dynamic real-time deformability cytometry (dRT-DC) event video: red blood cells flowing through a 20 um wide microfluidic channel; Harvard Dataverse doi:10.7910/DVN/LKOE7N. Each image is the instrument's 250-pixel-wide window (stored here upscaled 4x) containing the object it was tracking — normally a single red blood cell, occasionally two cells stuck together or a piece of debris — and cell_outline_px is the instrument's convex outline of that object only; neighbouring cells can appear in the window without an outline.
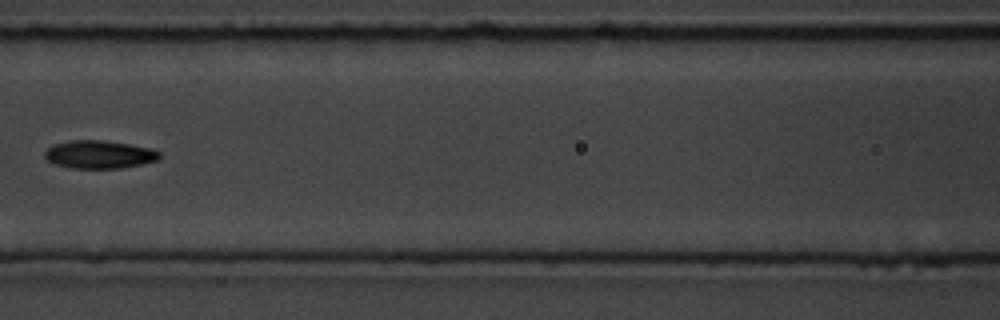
{"species": "common noctule bat (a hibernating species)", "species_latin": "Nyctalus noctula", "temperature_condition": "room temperature", "stored_images_in_passage": 15, "camera_frame_rate_fps": 3000, "um_per_image_px": 0.085, "animal": {"sex": "male", "body_mass_g": 19.5, "forearm_length_mm": 54.6}, "frame": {"image": 1, "passage_image": 5, "time_ms": 4.667, "image_size_px": [1000, 320], "cell_outline_px": [[160, 160], [120, 168], [72, 168], [56, 164], [48, 160], [44, 156], [44, 152], [48, 148], [56, 144], [68, 140], [100, 140], [128, 144], [152, 148], [160, 152]], "centroid_in_image_um": [8.46, 13.13], "position_along_channel_um": 158.1, "area_um2": 18.61}}
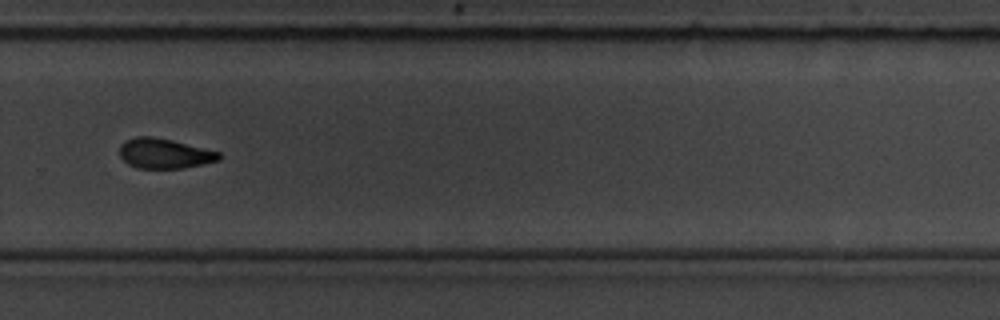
{"frame": {"image": 2, "passage_image": 9, "time_ms": 9.0, "image_size_px": [1000, 320], "cell_outline_px": [[220, 160], [184, 168], [136, 168], [128, 164], [120, 156], [120, 144], [124, 140], [136, 136], [152, 136], [172, 140], [220, 152]], "centroid_in_image_um": [13.95, 13.04], "position_along_channel_um": 315.9, "area_um2": 17.4}}
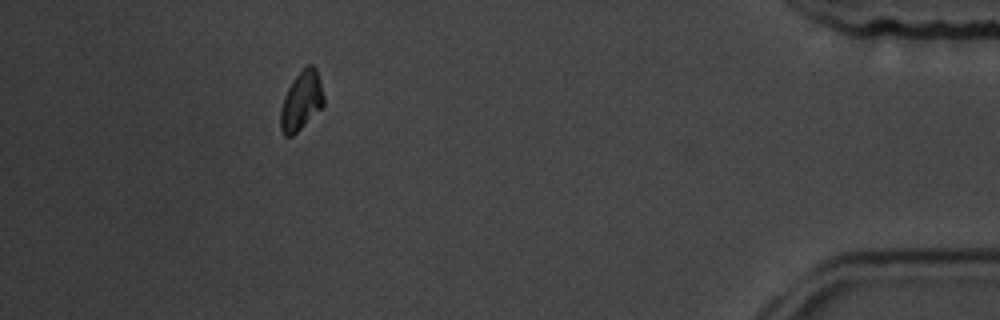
{"frame": {"image": 3, "passage_image": 15, "time_ms": 16.0, "image_size_px": [1000, 320], "cell_outline_px": [[324, 104], [292, 136], [284, 136], [280, 128], [280, 108], [284, 96], [292, 80], [308, 64], [312, 64], [316, 68], [324, 96]], "centroid_in_image_um": [25.59, 8.56], "position_along_channel_um": 409.6, "area_um2": 14.57}, "authors_computed_cell_mechanics": {"area_um2": 17.4556, "velocity_mm_per_s": 3.6446, "shape_relaxation_time_tau1_ms": 4.1055, "shape_relaxation_time_tau2_ms": null, "deformation_change_tau1": 0.1352, "deformation_change_tau2": null}}